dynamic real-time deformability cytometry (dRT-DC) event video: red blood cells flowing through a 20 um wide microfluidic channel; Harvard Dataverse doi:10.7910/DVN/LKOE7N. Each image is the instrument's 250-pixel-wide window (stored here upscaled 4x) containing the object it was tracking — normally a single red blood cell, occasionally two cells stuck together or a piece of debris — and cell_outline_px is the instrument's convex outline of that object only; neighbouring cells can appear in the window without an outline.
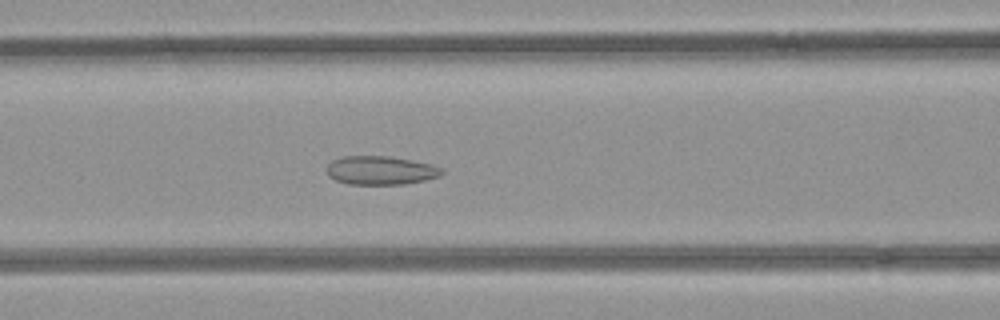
{"species": "common noctule bat (a hibernating species)", "species_latin": "Nyctalus noctula", "temperature_condition": "room temperature", "stored_images_in_passage": 35, "camera_frame_rate_fps": 3000, "um_per_image_px": 0.085, "animal": {"sex": "female", "body_mass_g": 21.9}, "frame": {"image": 1, "passage_image": 14, "time_ms": 4.333, "image_size_px": [1000, 320], "cell_outline_px": [[444, 172], [440, 176], [424, 180], [404, 184], [348, 184], [336, 180], [328, 176], [324, 168], [332, 160], [344, 156], [388, 156], [432, 164], [444, 168]], "centroid_in_image_um": [32.34, 14.48], "position_along_channel_um": 134.3, "area_um2": 19.36}}
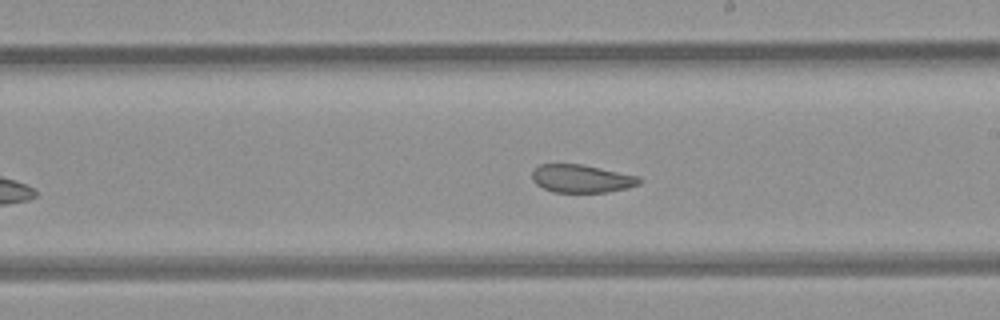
{"frame": {"image": 2, "passage_image": 22, "time_ms": 7.0, "image_size_px": [1000, 320], "cell_outline_px": [[640, 184], [628, 188], [608, 192], [552, 192], [536, 184], [532, 180], [532, 172], [540, 164], [580, 164], [640, 176]], "centroid_in_image_um": [49.44, 15.19], "position_along_channel_um": 239.6, "area_um2": 17.46}}
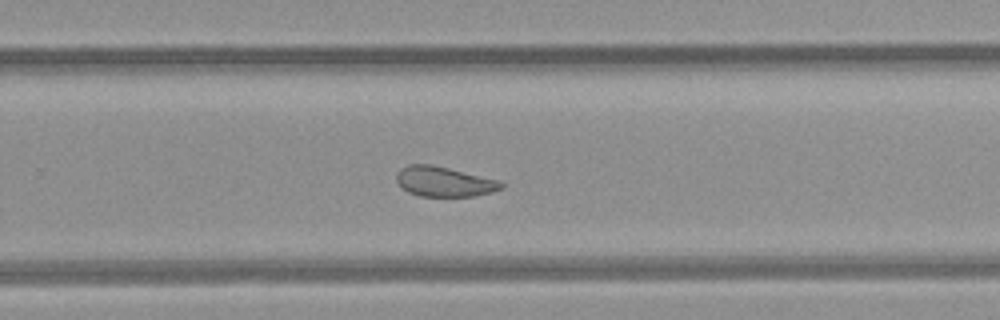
{"frame": {"image": 3, "passage_image": 26, "time_ms": 8.333, "image_size_px": [1000, 320], "cell_outline_px": [[504, 188], [492, 192], [476, 196], [420, 196], [408, 192], [396, 180], [396, 172], [400, 168], [408, 164], [432, 164], [500, 180], [504, 184]], "centroid_in_image_um": [37.77, 15.43], "position_along_channel_um": 292.0, "area_um2": 18.44}, "authors_computed_cell_mechanics": {"area_um2": 19.5942, "velocity_mm_per_s": 3.9574, "shape_relaxation_time_tau1_ms": null, "shape_relaxation_time_tau2_ms": 1.3956, "deformation_change_tau1": null, "deformation_change_tau2": 0.0752}}